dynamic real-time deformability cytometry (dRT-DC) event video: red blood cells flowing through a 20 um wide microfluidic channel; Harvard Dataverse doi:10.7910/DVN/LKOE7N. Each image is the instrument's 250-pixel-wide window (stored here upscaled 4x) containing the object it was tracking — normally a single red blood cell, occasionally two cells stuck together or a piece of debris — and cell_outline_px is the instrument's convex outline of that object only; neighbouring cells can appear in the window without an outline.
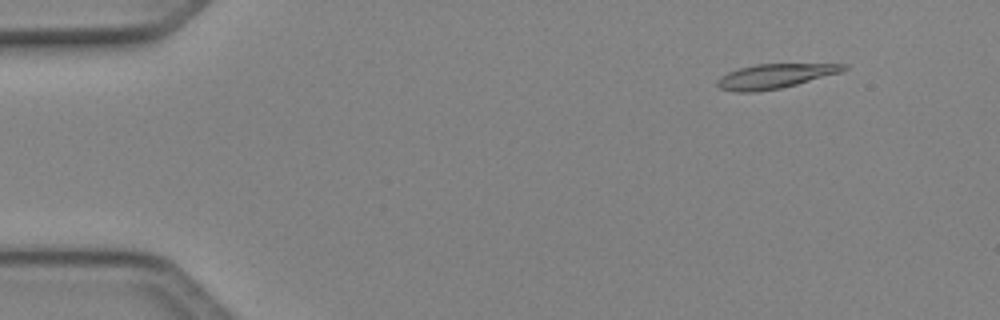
{"species": "Egyptian fruit bat (a non-hibernating species)", "species_latin": "Rousettus aegyptiacus", "temperature_condition": "cold", "stored_images_in_passage": 50, "camera_frame_rate_fps": 3000, "um_per_image_px": 0.085, "animal": {"sex": "female"}, "frame": {"image": 1, "passage_image": 6, "time_ms": 1.667, "image_size_px": [1000, 320], "cell_outline_px": [[848, 68], [840, 72], [796, 84], [780, 88], [756, 92], [736, 92], [720, 88], [716, 84], [716, 80], [720, 76], [728, 72], [740, 68], [756, 64], [848, 64]], "centroid_in_image_um": [65.82, 6.47], "position_along_channel_um": 19.2, "area_um2": 17.8}}
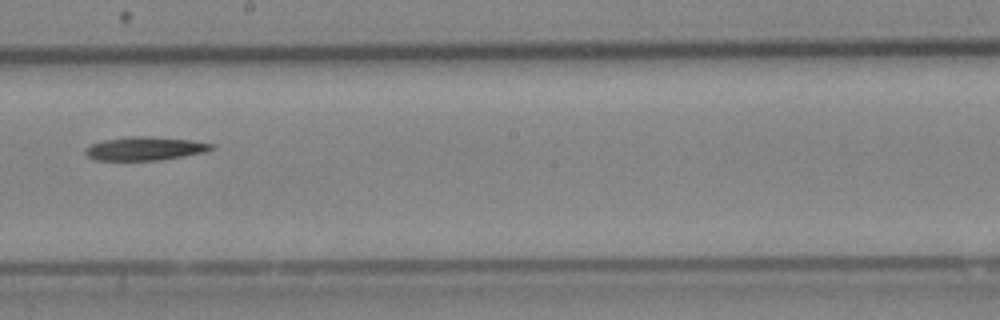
{"frame": {"image": 2, "passage_image": 29, "time_ms": 9.333, "image_size_px": [1000, 320], "cell_outline_px": [[216, 148], [208, 152], [160, 160], [96, 160], [88, 156], [84, 152], [84, 148], [92, 144], [104, 140], [132, 136], [148, 136], [192, 140], [216, 144]], "centroid_in_image_um": [12.39, 12.63], "position_along_channel_um": 235.8, "area_um2": 17.46}}
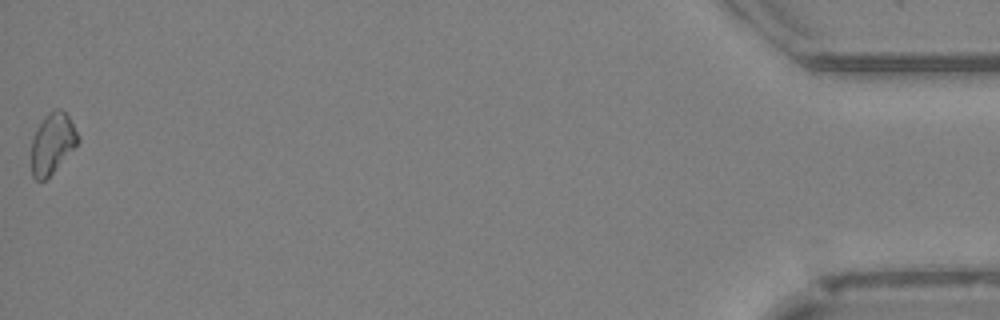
{"frame": {"image": 3, "passage_image": 50, "time_ms": 16.333, "image_size_px": [1000, 320], "cell_outline_px": [[80, 140], [52, 172], [44, 180], [36, 180], [32, 176], [32, 136], [36, 128], [44, 116], [48, 112], [56, 108], [60, 108], [68, 116], [80, 136]], "centroid_in_image_um": [4.44, 12.14], "position_along_channel_um": 430.8, "area_um2": 16.24}}